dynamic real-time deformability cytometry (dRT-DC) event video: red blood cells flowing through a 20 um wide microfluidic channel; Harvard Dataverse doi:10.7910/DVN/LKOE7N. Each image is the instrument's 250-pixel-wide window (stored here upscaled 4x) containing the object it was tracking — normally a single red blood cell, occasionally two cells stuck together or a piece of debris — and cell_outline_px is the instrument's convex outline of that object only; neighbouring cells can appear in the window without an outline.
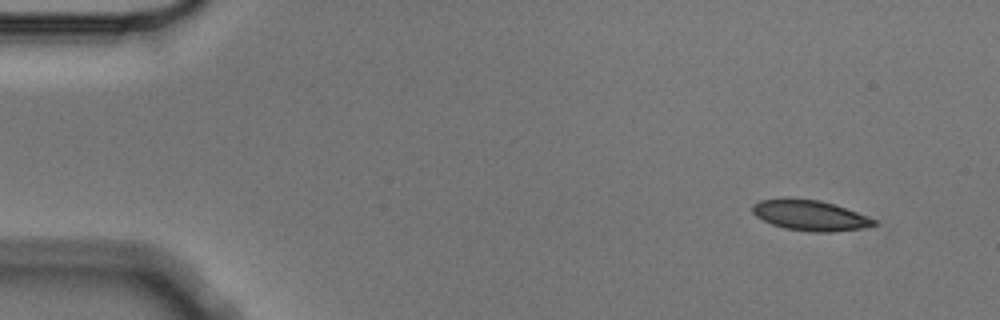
{"species": "Egyptian fruit bat (a non-hibernating species)", "species_latin": "Rousettus aegyptiacus", "temperature_condition": "cold", "stored_images_in_passage": 5, "segment_of_instrument_passage": [1, 2], "camera_frame_rate_fps": 3000, "um_per_image_px": 0.085, "animal": {"sex": "male"}, "frame": {"image": 1, "passage_image": 2, "time_ms": 0.333, "image_size_px": [1000, 320], "cell_outline_px": [[876, 224], [864, 228], [836, 232], [812, 232], [784, 228], [772, 224], [756, 216], [752, 212], [752, 204], [760, 200], [784, 196], [788, 196], [820, 200], [836, 204], [868, 216], [876, 220]], "centroid_in_image_um": [68.83, 18.27], "position_along_channel_um": 16.2, "area_um2": 22.14}}